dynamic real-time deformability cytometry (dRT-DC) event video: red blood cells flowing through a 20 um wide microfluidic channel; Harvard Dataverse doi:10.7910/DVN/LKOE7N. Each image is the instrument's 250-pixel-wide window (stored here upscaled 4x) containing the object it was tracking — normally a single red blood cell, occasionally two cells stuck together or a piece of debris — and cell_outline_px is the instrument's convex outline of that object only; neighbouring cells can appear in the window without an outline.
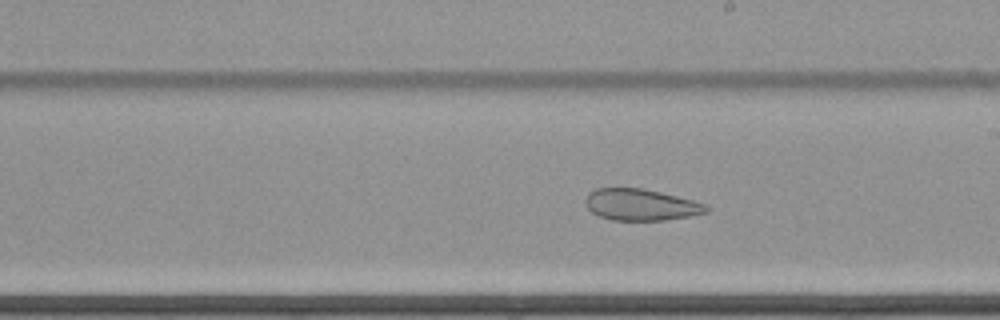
{"species": "common noctule bat (a hibernating species)", "species_latin": "Nyctalus noctula", "temperature_condition": "cold", "stored_images_in_passage": 59, "segment_of_instrument_passage": [1, 2], "camera_frame_rate_fps": 3000, "um_per_image_px": 0.085, "animal": {"sex": "female", "body_mass_g": 22.7, "forearm_length_mm": 54.2}, "frame": {"image": 1, "passage_image": 34, "time_ms": 11.0, "image_size_px": [1000, 320], "cell_outline_px": [[708, 212], [688, 216], [664, 220], [612, 220], [600, 216], [592, 212], [588, 208], [584, 200], [588, 192], [596, 188], [640, 188], [660, 192], [692, 200], [704, 204], [708, 208]], "centroid_in_image_um": [54.42, 17.4], "position_along_channel_um": 234.6, "area_um2": 21.96}}